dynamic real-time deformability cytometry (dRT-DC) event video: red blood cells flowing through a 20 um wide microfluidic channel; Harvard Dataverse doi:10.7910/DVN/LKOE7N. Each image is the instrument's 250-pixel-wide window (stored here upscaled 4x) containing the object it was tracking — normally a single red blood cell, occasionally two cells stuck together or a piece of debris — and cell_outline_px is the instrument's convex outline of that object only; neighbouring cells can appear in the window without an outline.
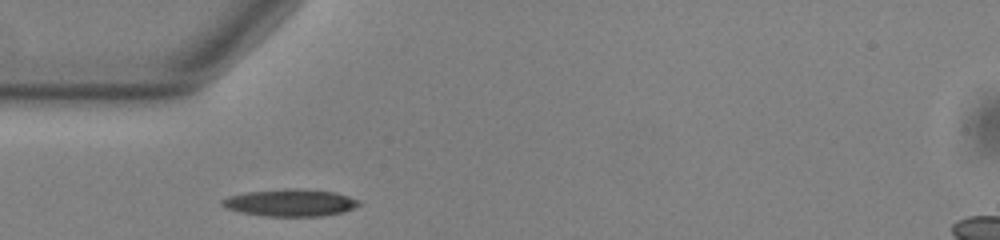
{"species": "common noctule bat (a hibernating species)", "species_latin": "Nyctalus noctula", "temperature_condition": "warm", "stored_images_in_passage": 39, "camera_frame_rate_fps": 3000, "um_per_image_px": 0.085, "animal": {"sex": "male", "body_mass_g": 13.0, "forearm_length_mm": 53.1}, "frame": {"image": 1, "passage_image": 1, "time_ms": 0.0, "image_size_px": [1000, 240], "cell_outline_px": [[360, 204], [344, 212], [320, 216], [264, 216], [240, 212], [224, 208], [220, 204], [220, 200], [228, 196], [244, 192], [284, 188], [296, 188], [336, 192], [360, 200]], "centroid_in_image_um": [24.63, 17.22], "position_along_channel_um": 60.4, "area_um2": 21.91}}
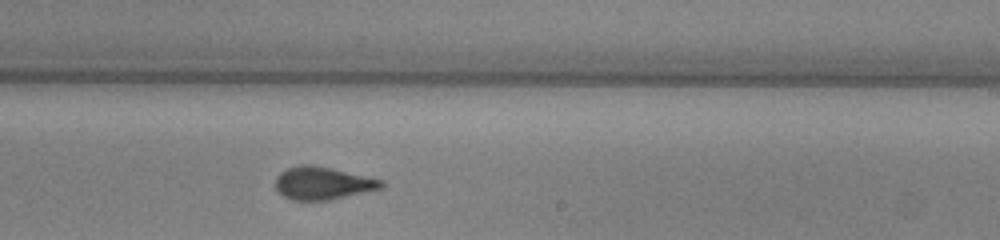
{"frame": {"image": 2, "passage_image": 17, "time_ms": 5.333, "image_size_px": [1000, 240], "cell_outline_px": [[384, 184], [380, 188], [328, 200], [292, 200], [284, 196], [276, 188], [276, 176], [280, 172], [288, 168], [304, 164], [328, 168], [384, 180]], "centroid_in_image_um": [27.39, 15.58], "position_along_channel_um": 261.6, "area_um2": 19.59}}
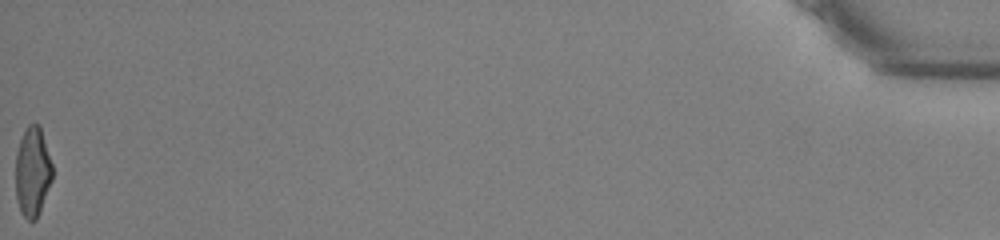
{"frame": {"image": 3, "passage_image": 39, "time_ms": 12.667, "image_size_px": [1000, 240], "cell_outline_px": [[52, 180], [40, 212], [36, 220], [28, 220], [20, 212], [16, 200], [16, 152], [20, 140], [28, 124], [40, 124], [52, 164]], "centroid_in_image_um": [2.77, 14.62], "position_along_channel_um": 432.4, "area_um2": 19.31}, "authors_computed_cell_mechanics": {"area_um2": 20.1144, "velocity_mm_per_s": 3.8093, "shape_relaxation_time_tau1_ms": 4.6162, "shape_relaxation_time_tau2_ms": 1.7808, "deformation_change_tau1": 0.2097, "deformation_change_tau2": 0.1053}}